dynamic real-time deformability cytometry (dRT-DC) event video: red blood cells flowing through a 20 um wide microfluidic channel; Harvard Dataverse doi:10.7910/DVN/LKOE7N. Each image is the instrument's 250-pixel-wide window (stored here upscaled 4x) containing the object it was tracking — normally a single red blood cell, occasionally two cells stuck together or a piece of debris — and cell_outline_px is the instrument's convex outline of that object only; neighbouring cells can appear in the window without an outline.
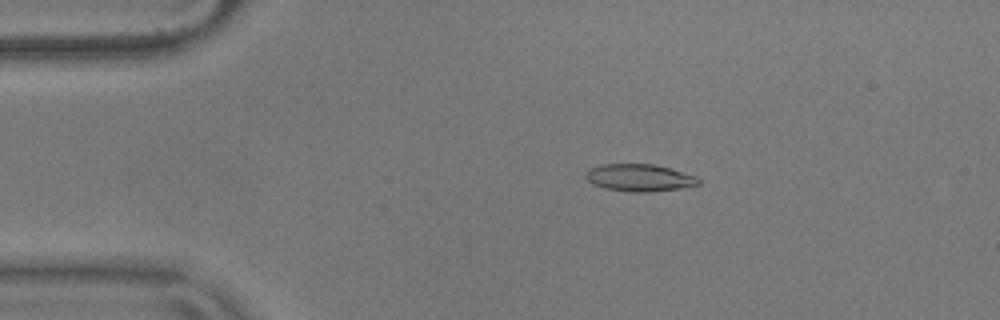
{"species": "common noctule bat (a hibernating species)", "species_latin": "Nyctalus noctula", "temperature_condition": "warm", "stored_images_in_passage": 55, "camera_frame_rate_fps": 3000, "um_per_image_px": 0.085, "animal": {"sex": "male", "body_mass_g": 17.9}, "frame": {"image": 1, "passage_image": 10, "time_ms": 3.0, "image_size_px": [1000, 320], "cell_outline_px": [[700, 184], [680, 188], [648, 192], [632, 192], [604, 188], [592, 184], [584, 176], [584, 172], [588, 168], [600, 164], [656, 164], [696, 176], [700, 180]], "centroid_in_image_um": [54.3, 15.1], "position_along_channel_um": 30.7, "area_um2": 18.03}}
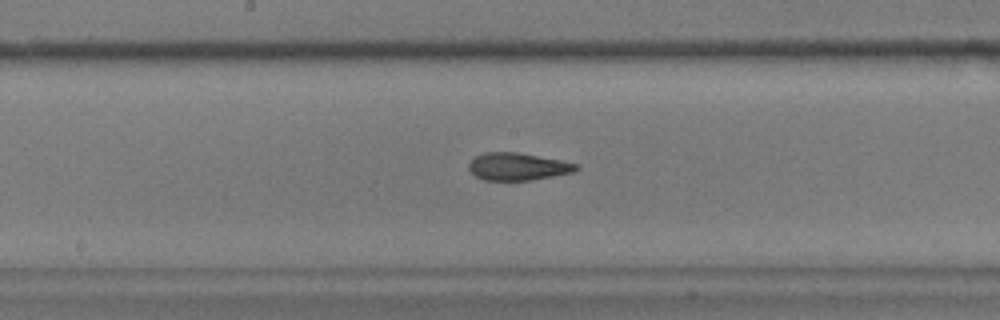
{"frame": {"image": 2, "passage_image": 28, "time_ms": 9.0, "image_size_px": [1000, 320], "cell_outline_px": [[580, 168], [572, 172], [532, 180], [484, 180], [476, 176], [468, 168], [468, 164], [476, 156], [484, 152], [516, 152], [560, 160], [580, 164]], "centroid_in_image_um": [44.01, 14.16], "position_along_channel_um": 204.2, "area_um2": 17.05}}
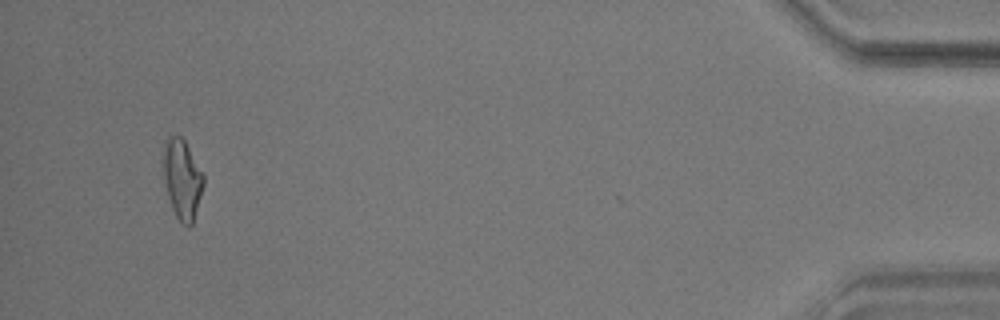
{"frame": {"image": 3, "passage_image": 52, "time_ms": 17.0, "image_size_px": [1000, 320], "cell_outline_px": [[204, 184], [192, 224], [188, 228], [176, 216], [172, 208], [168, 196], [164, 176], [164, 144], [172, 136], [180, 136], [184, 140], [204, 176]], "centroid_in_image_um": [15.5, 15.26], "position_along_channel_um": 419.7, "area_um2": 18.03}, "authors_computed_cell_mechanics": {"area_um2": 17.6868, "velocity_mm_per_s": 3.6512, "shape_relaxation_time_tau1_ms": 7.7386, "shape_relaxation_time_tau2_ms": 1.9665, "deformation_change_tau1": 0.2289, "deformation_change_tau2": 0.0939}}